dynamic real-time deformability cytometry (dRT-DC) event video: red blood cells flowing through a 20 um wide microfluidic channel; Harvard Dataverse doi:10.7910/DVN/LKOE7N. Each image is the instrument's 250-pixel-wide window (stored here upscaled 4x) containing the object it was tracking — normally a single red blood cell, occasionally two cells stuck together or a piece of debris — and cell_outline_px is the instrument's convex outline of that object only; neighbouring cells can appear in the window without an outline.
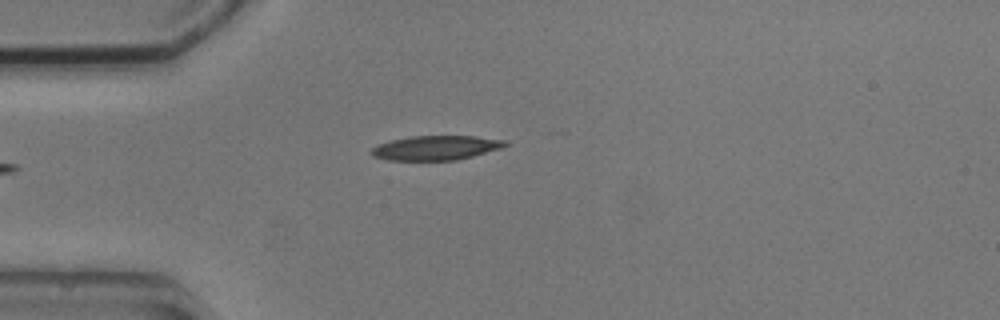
{"species": "common noctule bat (a hibernating species)", "species_latin": "Nyctalus noctula", "temperature_condition": "cold", "stored_images_in_passage": 2, "camera_frame_rate_fps": 3000, "um_per_image_px": 0.085, "animal": {"sex": "male", "body_mass_g": 20.5, "forearm_length_mm": 52.5}, "frame": {"image": 1, "passage_image": 2, "time_ms": 1.333, "image_size_px": [1000, 320], "cell_outline_px": [[508, 144], [504, 148], [456, 160], [388, 160], [372, 156], [368, 152], [372, 148], [380, 144], [392, 140], [408, 136], [476, 136], [508, 140]], "centroid_in_image_um": [37.08, 12.56], "position_along_channel_um": 47.9, "area_um2": 19.19}}